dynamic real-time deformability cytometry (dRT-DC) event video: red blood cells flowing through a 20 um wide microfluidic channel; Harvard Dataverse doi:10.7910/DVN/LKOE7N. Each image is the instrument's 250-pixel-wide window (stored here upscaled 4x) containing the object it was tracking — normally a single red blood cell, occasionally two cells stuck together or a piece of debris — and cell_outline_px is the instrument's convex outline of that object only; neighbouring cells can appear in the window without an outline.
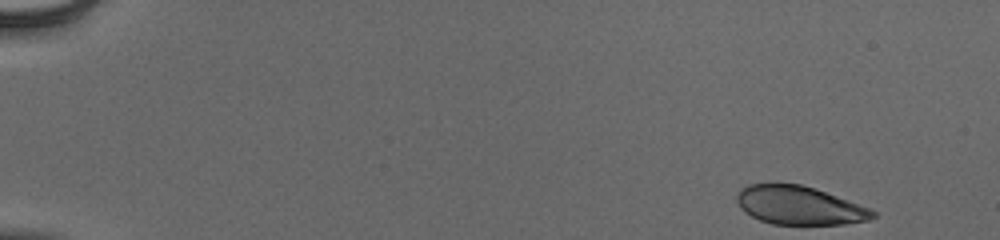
{"species": "human", "species_latin": "Homo sapiens", "temperature_condition": "cold", "stored_images_in_passage": 50, "camera_frame_rate_fps": 3000, "um_per_image_px": 0.085, "donor": {"sex": "male"}, "frame": {"image": 1, "passage_image": 1, "time_ms": 0.0, "image_size_px": [1000, 240], "cell_outline_px": [[876, 216], [868, 220], [844, 224], [772, 224], [760, 220], [744, 212], [740, 208], [736, 200], [736, 196], [740, 188], [748, 184], [776, 180], [800, 184], [836, 196], [868, 208], [876, 212]], "centroid_in_image_um": [67.84, 17.42], "position_along_channel_um": 17.2, "area_um2": 30.87}}
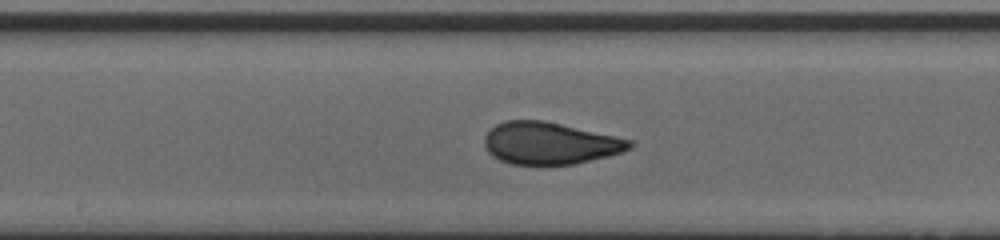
{"frame": {"image": 2, "passage_image": 27, "time_ms": 8.667, "image_size_px": [1000, 240], "cell_outline_px": [[636, 144], [632, 148], [608, 156], [572, 164], [512, 164], [500, 160], [492, 156], [488, 152], [484, 144], [484, 136], [496, 124], [504, 120], [544, 120], [632, 140]], "centroid_in_image_um": [46.72, 12.17], "position_along_channel_um": 201.5, "area_um2": 35.43}}
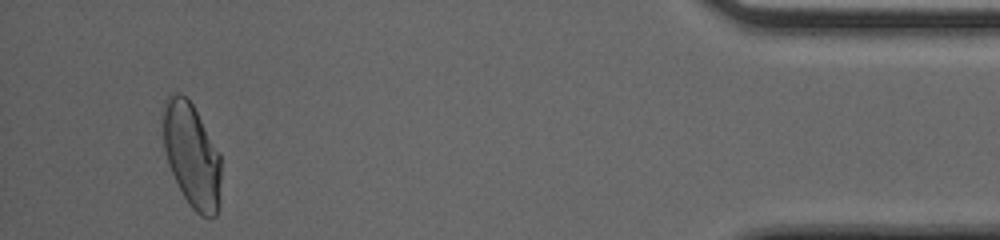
{"frame": {"image": 3, "passage_image": 48, "time_ms": 15.667, "image_size_px": [1000, 240], "cell_outline_px": [[220, 204], [216, 216], [200, 216], [188, 204], [168, 164], [164, 148], [164, 100], [172, 92], [176, 92], [184, 96], [192, 104], [220, 152]], "centroid_in_image_um": [16.32, 13.21], "position_along_channel_um": 418.9, "area_um2": 35.03}, "authors_computed_cell_mechanics": {"area_um2": 34.969, "velocity_mm_per_s": 3.9485, "shape_relaxation_time_tau1_ms": 5.8633, "shape_relaxation_time_tau2_ms": null, "deformation_change_tau1": 0.182, "deformation_change_tau2": null}}